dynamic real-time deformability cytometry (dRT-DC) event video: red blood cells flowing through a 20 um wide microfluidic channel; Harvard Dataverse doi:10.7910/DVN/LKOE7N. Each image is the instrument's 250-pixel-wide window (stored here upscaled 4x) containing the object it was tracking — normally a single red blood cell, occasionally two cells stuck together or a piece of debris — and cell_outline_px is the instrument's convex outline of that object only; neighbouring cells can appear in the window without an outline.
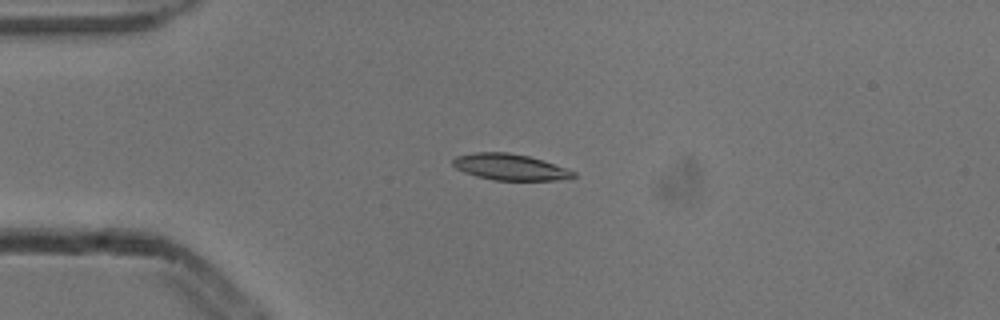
{"species": "common noctule bat (a hibernating species)", "species_latin": "Nyctalus noctula", "temperature_condition": "cold", "stored_images_in_passage": 2, "camera_frame_rate_fps": 3000, "um_per_image_px": 0.085, "animal": {"sex": "male", "body_mass_g": 13.3}, "frame": {"image": 1, "passage_image": 2, "time_ms": 0.333, "image_size_px": [1000, 320], "cell_outline_px": [[576, 176], [568, 180], [492, 180], [476, 176], [464, 172], [456, 168], [452, 164], [452, 160], [456, 156], [476, 152], [508, 152], [528, 156], [576, 172]], "centroid_in_image_um": [43.33, 14.21], "position_along_channel_um": 41.7, "area_um2": 18.32}}